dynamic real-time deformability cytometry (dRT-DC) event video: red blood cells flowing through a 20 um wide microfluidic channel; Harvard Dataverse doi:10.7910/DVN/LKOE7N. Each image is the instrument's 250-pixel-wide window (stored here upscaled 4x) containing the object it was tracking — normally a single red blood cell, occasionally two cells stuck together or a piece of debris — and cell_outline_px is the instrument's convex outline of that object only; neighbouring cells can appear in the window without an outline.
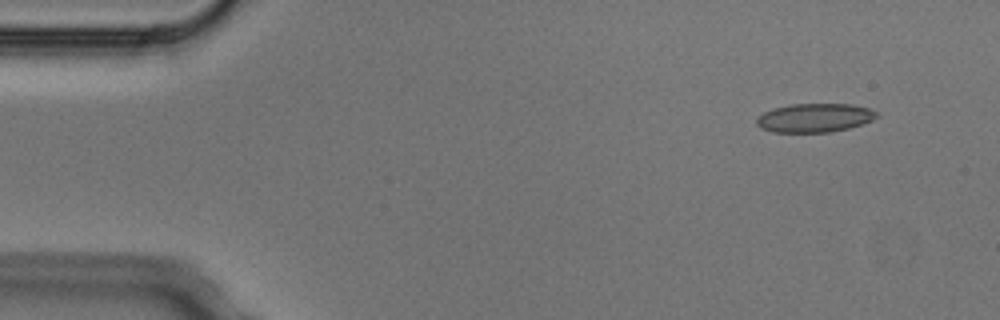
{"species": "Egyptian fruit bat (a non-hibernating species)", "species_latin": "Rousettus aegyptiacus", "temperature_condition": "cold", "stored_images_in_passage": 5, "camera_frame_rate_fps": 3000, "um_per_image_px": 0.085, "animal": {"sex": "male"}, "frame": {"image": 1, "passage_image": 1, "time_ms": 0.0, "image_size_px": [1000, 320], "cell_outline_px": [[880, 116], [872, 120], [848, 128], [832, 132], [772, 132], [760, 128], [756, 124], [756, 116], [772, 108], [792, 104], [852, 104], [868, 108], [880, 112]], "centroid_in_image_um": [69.23, 10.01], "position_along_channel_um": 15.8, "area_um2": 20.35}}
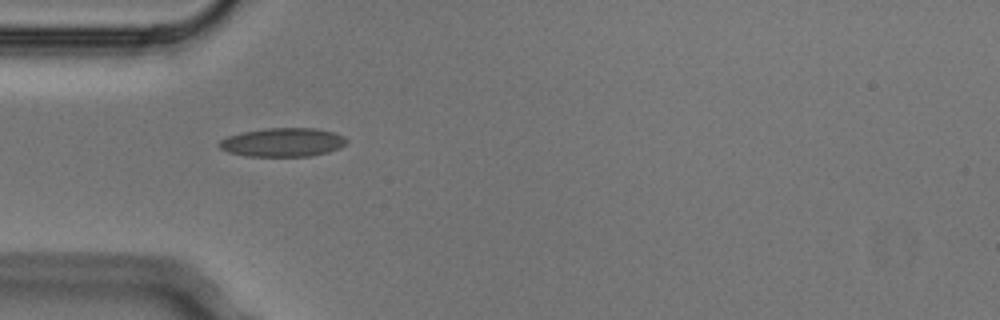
{"frame": {"image": 2, "passage_image": 4, "time_ms": 1.0, "image_size_px": [1000, 320], "cell_outline_px": [[348, 140], [340, 148], [328, 152], [308, 156], [248, 156], [228, 152], [220, 148], [216, 144], [220, 140], [228, 136], [240, 132], [264, 128], [316, 128], [332, 132], [344, 136]], "centroid_in_image_um": [24.0, 12.09], "position_along_channel_um": 61.0, "area_um2": 21.39}}
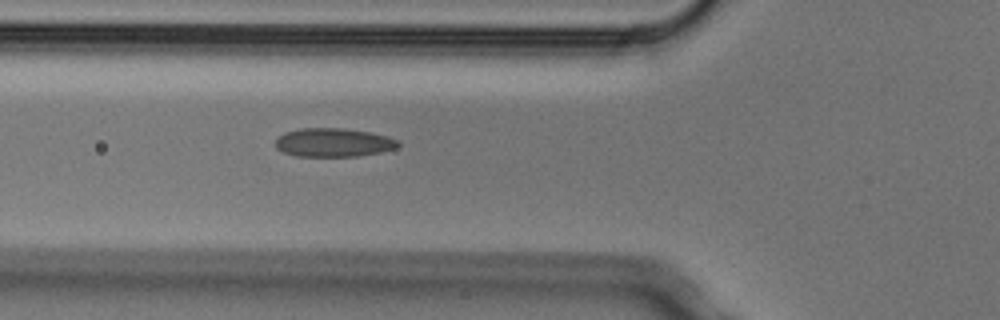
{"frame": {"image": 3, "passage_image": 5, "time_ms": 1.333, "image_size_px": [1000, 320], "cell_outline_px": [[400, 144], [396, 148], [380, 152], [356, 156], [296, 156], [284, 152], [276, 148], [276, 140], [284, 132], [300, 128], [340, 128], [368, 132], [388, 136], [400, 140]], "centroid_in_image_um": [28.35, 12.11], "position_along_channel_um": 97.4, "area_um2": 20.4}}